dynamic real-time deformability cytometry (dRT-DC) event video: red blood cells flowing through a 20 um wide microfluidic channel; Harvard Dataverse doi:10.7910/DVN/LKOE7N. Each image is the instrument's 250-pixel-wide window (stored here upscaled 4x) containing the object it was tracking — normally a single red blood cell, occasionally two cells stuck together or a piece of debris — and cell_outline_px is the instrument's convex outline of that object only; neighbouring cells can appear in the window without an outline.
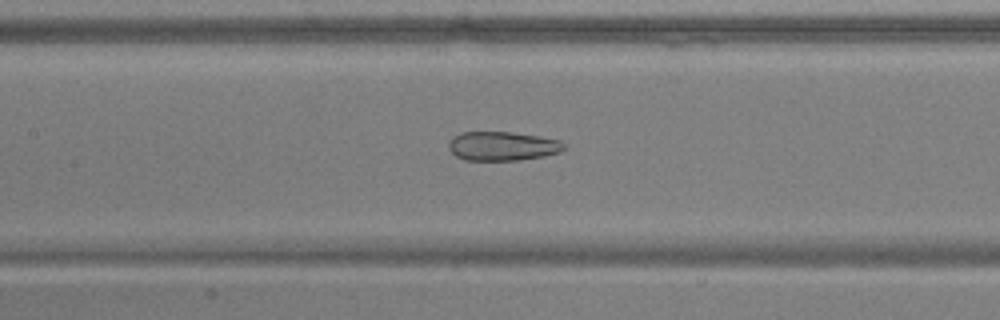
{"species": "common noctule bat (a hibernating species)", "species_latin": "Nyctalus noctula", "temperature_condition": "warm", "stored_images_in_passage": 43, "camera_frame_rate_fps": 3000, "um_per_image_px": 0.085, "animal": {"sex": "male", "body_mass_g": 17.9, "forearm_length_mm": 54.2}, "frame": {"image": 1, "passage_image": 24, "time_ms": 7.667, "image_size_px": [1000, 320], "cell_outline_px": [[568, 148], [560, 152], [544, 156], [520, 160], [464, 160], [456, 156], [448, 148], [448, 144], [452, 136], [460, 132], [512, 132], [540, 136], [560, 140], [568, 144]], "centroid_in_image_um": [42.75, 12.41], "position_along_channel_um": 164.7, "area_um2": 19.88}}
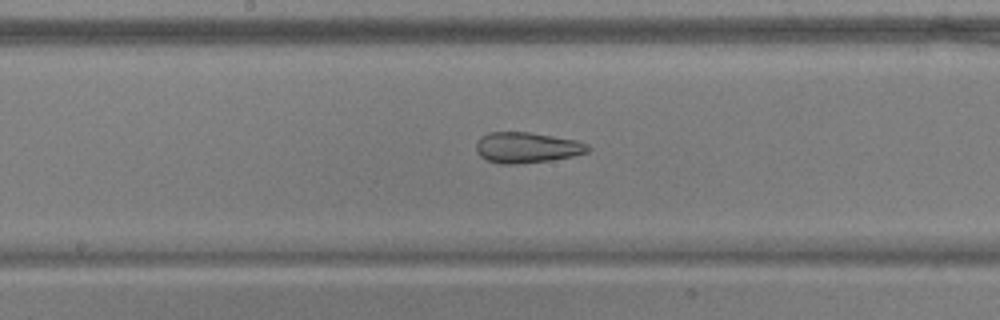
{"frame": {"image": 2, "passage_image": 27, "time_ms": 8.667, "image_size_px": [1000, 320], "cell_outline_px": [[592, 148], [588, 152], [572, 156], [552, 160], [516, 164], [500, 164], [488, 160], [480, 156], [476, 152], [476, 144], [480, 136], [488, 132], [532, 132], [576, 140], [588, 144]], "centroid_in_image_um": [44.78, 12.53], "position_along_channel_um": 203.4, "area_um2": 20.17}}
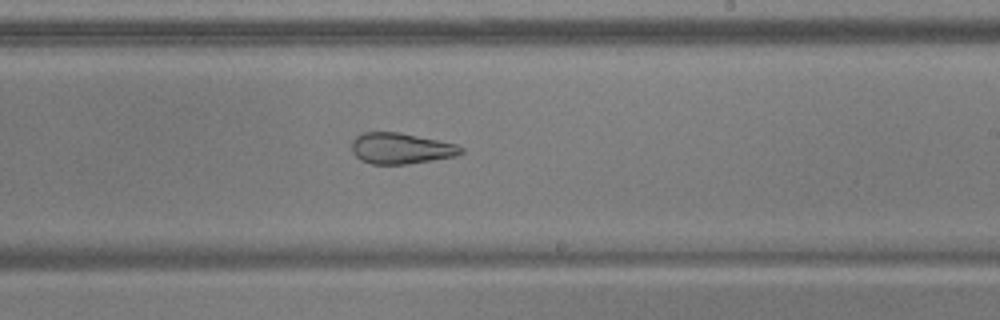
{"frame": {"image": 3, "passage_image": 31, "time_ms": 10.0, "image_size_px": [1000, 320], "cell_outline_px": [[464, 152], [456, 156], [408, 164], [372, 164], [360, 160], [352, 152], [352, 140], [356, 136], [364, 132], [400, 132], [456, 144], [464, 148]], "centroid_in_image_um": [34.07, 12.61], "position_along_channel_um": 254.9, "area_um2": 19.77}}